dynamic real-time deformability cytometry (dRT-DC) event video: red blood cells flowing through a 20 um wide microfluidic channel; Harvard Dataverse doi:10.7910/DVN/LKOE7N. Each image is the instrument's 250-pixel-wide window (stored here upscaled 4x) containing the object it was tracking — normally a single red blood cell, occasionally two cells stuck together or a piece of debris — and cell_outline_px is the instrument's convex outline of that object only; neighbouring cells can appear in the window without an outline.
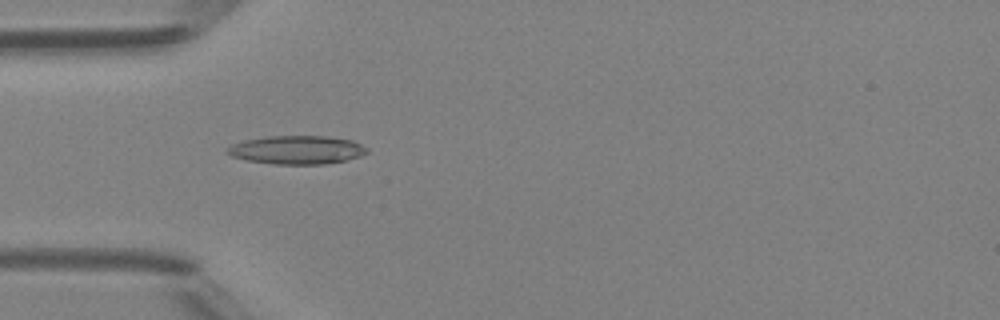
{"species": "Egyptian fruit bat (a non-hibernating species)", "species_latin": "Rousettus aegyptiacus", "temperature_condition": "room temperature", "stored_images_in_passage": 48, "camera_frame_rate_fps": 3000, "um_per_image_px": 0.085, "animal": {"sex": "female"}, "frame": {"image": 1, "passage_image": 14, "time_ms": 4.333, "image_size_px": [1000, 320], "cell_outline_px": [[368, 152], [360, 156], [344, 160], [324, 164], [272, 164], [244, 160], [232, 156], [224, 152], [224, 148], [232, 144], [244, 140], [268, 136], [324, 136], [352, 140], [368, 148]], "centroid_in_image_um": [25.17, 12.74], "position_along_channel_um": 59.8, "area_um2": 23.29}}
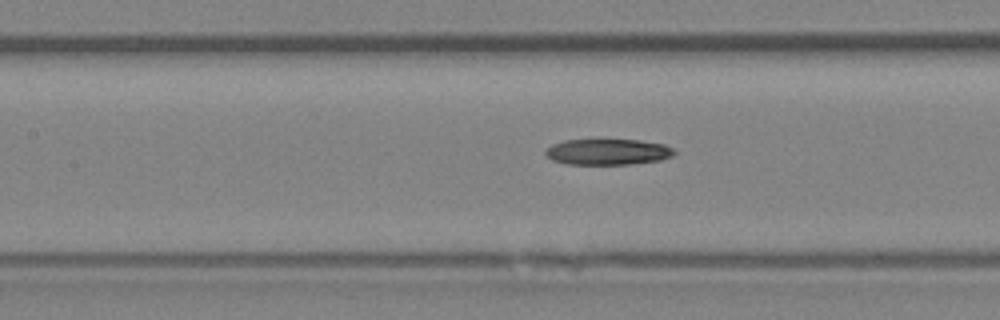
{"frame": {"image": 2, "passage_image": 21, "time_ms": 6.667, "image_size_px": [1000, 320], "cell_outline_px": [[676, 152], [672, 156], [660, 160], [628, 164], [564, 164], [552, 160], [544, 152], [552, 144], [564, 140], [640, 140], [664, 144], [672, 148]], "centroid_in_image_um": [51.66, 12.91], "position_along_channel_um": 155.7, "area_um2": 19.36}}
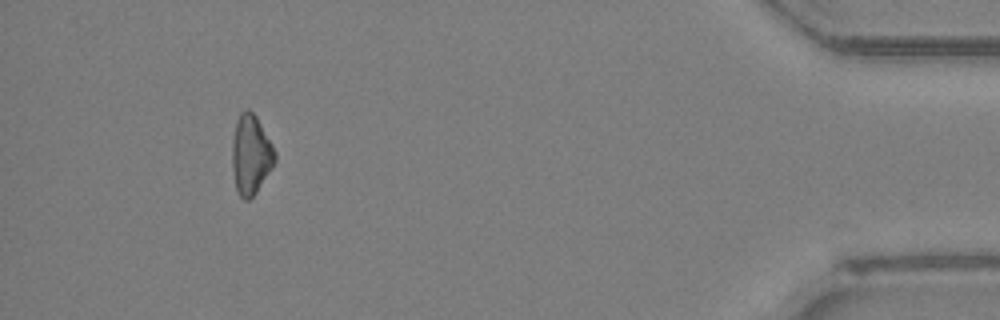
{"frame": {"image": 3, "passage_image": 44, "time_ms": 14.333, "image_size_px": [1000, 320], "cell_outline_px": [[276, 160], [272, 168], [256, 192], [248, 200], [244, 200], [236, 192], [232, 168], [232, 140], [236, 120], [240, 112], [244, 108], [248, 108], [256, 116], [272, 144], [276, 152]], "centroid_in_image_um": [21.3, 13.13], "position_along_channel_um": 413.9, "area_um2": 20.0}}